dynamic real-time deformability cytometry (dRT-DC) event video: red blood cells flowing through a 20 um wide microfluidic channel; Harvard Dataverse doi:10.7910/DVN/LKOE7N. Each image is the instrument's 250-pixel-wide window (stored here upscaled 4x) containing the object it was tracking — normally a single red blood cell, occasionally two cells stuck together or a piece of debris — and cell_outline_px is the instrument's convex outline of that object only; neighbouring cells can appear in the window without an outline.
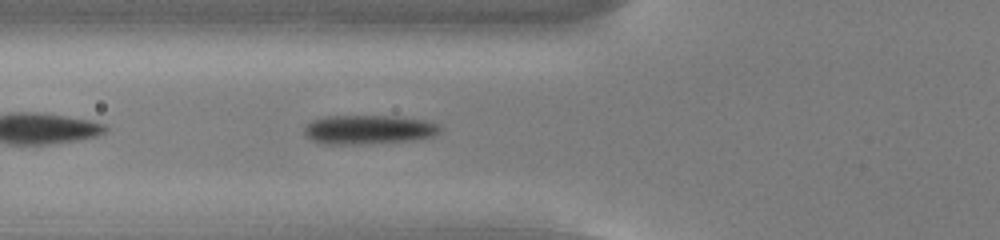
{"species": "common noctule bat (a hibernating species)", "species_latin": "Nyctalus noctula", "temperature_condition": "cold", "stored_images_in_passage": 39, "camera_frame_rate_fps": 3000, "um_per_image_px": 0.085, "animal": {"sex": "male", "body_mass_g": 13.0, "forearm_length_mm": 53.1}, "frame": {"image": 1, "passage_image": 5, "time_ms": 1.333, "image_size_px": [1000, 240], "cell_outline_px": [[444, 128], [440, 132], [432, 136], [412, 140], [356, 144], [324, 144], [312, 140], [304, 136], [304, 128], [312, 120], [324, 116], [396, 116], [424, 120], [440, 124]], "centroid_in_image_um": [31.33, 11.01], "position_along_channel_um": 94.5, "area_um2": 23.12}}
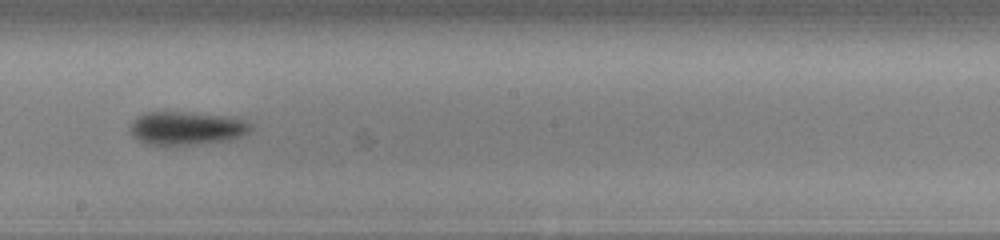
{"frame": {"image": 2, "passage_image": 16, "time_ms": 5.0, "image_size_px": [1000, 240], "cell_outline_px": [[252, 128], [248, 132], [232, 140], [164, 148], [144, 144], [132, 136], [128, 132], [132, 124], [140, 116], [148, 112], [180, 112], [224, 116], [240, 120], [252, 124]], "centroid_in_image_um": [15.79, 10.96], "position_along_channel_um": 232.4, "area_um2": 23.76}}
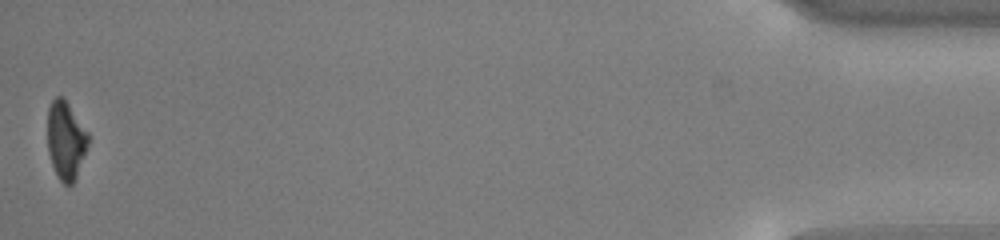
{"frame": {"image": 3, "passage_image": 39, "time_ms": 12.667, "image_size_px": [1000, 240], "cell_outline_px": [[88, 144], [76, 176], [72, 184], [64, 184], [60, 180], [52, 164], [48, 152], [48, 108], [52, 100], [56, 96], [64, 96], [88, 132]], "centroid_in_image_um": [5.58, 11.87], "position_along_channel_um": 429.6, "area_um2": 18.32}, "authors_computed_cell_mechanics": {"area_um2": 22.253, "velocity_mm_per_s": 3.7564, "shape_relaxation_time_tau1_ms": 2.6355, "shape_relaxation_time_tau2_ms": null, "deformation_change_tau1": 0.1021, "deformation_change_tau2": null}}